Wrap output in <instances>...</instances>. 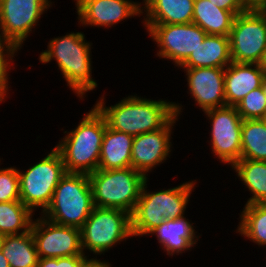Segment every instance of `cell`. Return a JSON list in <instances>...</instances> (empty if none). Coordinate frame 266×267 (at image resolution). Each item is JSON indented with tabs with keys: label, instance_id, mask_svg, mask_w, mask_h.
Wrapping results in <instances>:
<instances>
[{
	"label": "cell",
	"instance_id": "cell-1",
	"mask_svg": "<svg viewBox=\"0 0 266 267\" xmlns=\"http://www.w3.org/2000/svg\"><path fill=\"white\" fill-rule=\"evenodd\" d=\"M105 99L103 94L94 106L105 118L107 126L133 137L159 130L175 115L180 117L185 109L181 103L143 98L136 93L108 107Z\"/></svg>",
	"mask_w": 266,
	"mask_h": 267
},
{
	"label": "cell",
	"instance_id": "cell-2",
	"mask_svg": "<svg viewBox=\"0 0 266 267\" xmlns=\"http://www.w3.org/2000/svg\"><path fill=\"white\" fill-rule=\"evenodd\" d=\"M85 38L82 31L54 37L48 41L47 49L38 56L42 64L56 61L66 86L82 101L87 92L90 93L99 85L92 77V43Z\"/></svg>",
	"mask_w": 266,
	"mask_h": 267
},
{
	"label": "cell",
	"instance_id": "cell-3",
	"mask_svg": "<svg viewBox=\"0 0 266 267\" xmlns=\"http://www.w3.org/2000/svg\"><path fill=\"white\" fill-rule=\"evenodd\" d=\"M106 126L105 118L93 105L73 130L63 132L54 148L62 157L66 173L90 174L98 169Z\"/></svg>",
	"mask_w": 266,
	"mask_h": 267
},
{
	"label": "cell",
	"instance_id": "cell-4",
	"mask_svg": "<svg viewBox=\"0 0 266 267\" xmlns=\"http://www.w3.org/2000/svg\"><path fill=\"white\" fill-rule=\"evenodd\" d=\"M147 178L141 188L136 207L131 214V230L133 237L148 236L162 222L185 216L196 180L186 181L175 187L158 191L147 190Z\"/></svg>",
	"mask_w": 266,
	"mask_h": 267
},
{
	"label": "cell",
	"instance_id": "cell-5",
	"mask_svg": "<svg viewBox=\"0 0 266 267\" xmlns=\"http://www.w3.org/2000/svg\"><path fill=\"white\" fill-rule=\"evenodd\" d=\"M93 208L88 174L66 173L56 186L50 205L41 215L54 223L80 229Z\"/></svg>",
	"mask_w": 266,
	"mask_h": 267
},
{
	"label": "cell",
	"instance_id": "cell-6",
	"mask_svg": "<svg viewBox=\"0 0 266 267\" xmlns=\"http://www.w3.org/2000/svg\"><path fill=\"white\" fill-rule=\"evenodd\" d=\"M93 204L101 208H116L132 214L141 188L147 179L132 167L100 170L88 174Z\"/></svg>",
	"mask_w": 266,
	"mask_h": 267
},
{
	"label": "cell",
	"instance_id": "cell-7",
	"mask_svg": "<svg viewBox=\"0 0 266 267\" xmlns=\"http://www.w3.org/2000/svg\"><path fill=\"white\" fill-rule=\"evenodd\" d=\"M80 231L84 255L88 250L96 257L91 258L92 261H100L97 255H104L117 243L126 242V239L133 237L131 214L116 208L94 206Z\"/></svg>",
	"mask_w": 266,
	"mask_h": 267
},
{
	"label": "cell",
	"instance_id": "cell-8",
	"mask_svg": "<svg viewBox=\"0 0 266 267\" xmlns=\"http://www.w3.org/2000/svg\"><path fill=\"white\" fill-rule=\"evenodd\" d=\"M20 179V200L33 213L40 209L43 213L50 205L54 190L66 174L60 153L52 150L25 171L18 169Z\"/></svg>",
	"mask_w": 266,
	"mask_h": 267
},
{
	"label": "cell",
	"instance_id": "cell-9",
	"mask_svg": "<svg viewBox=\"0 0 266 267\" xmlns=\"http://www.w3.org/2000/svg\"><path fill=\"white\" fill-rule=\"evenodd\" d=\"M152 41L157 44L156 57L167 59L180 67L204 41L206 32L194 23L143 24Z\"/></svg>",
	"mask_w": 266,
	"mask_h": 267
},
{
	"label": "cell",
	"instance_id": "cell-10",
	"mask_svg": "<svg viewBox=\"0 0 266 267\" xmlns=\"http://www.w3.org/2000/svg\"><path fill=\"white\" fill-rule=\"evenodd\" d=\"M210 121V146L220 163L231 167L241 159L242 121L236 106L204 111Z\"/></svg>",
	"mask_w": 266,
	"mask_h": 267
},
{
	"label": "cell",
	"instance_id": "cell-11",
	"mask_svg": "<svg viewBox=\"0 0 266 267\" xmlns=\"http://www.w3.org/2000/svg\"><path fill=\"white\" fill-rule=\"evenodd\" d=\"M229 41L232 62L259 64L266 49V23L253 6L235 16Z\"/></svg>",
	"mask_w": 266,
	"mask_h": 267
},
{
	"label": "cell",
	"instance_id": "cell-12",
	"mask_svg": "<svg viewBox=\"0 0 266 267\" xmlns=\"http://www.w3.org/2000/svg\"><path fill=\"white\" fill-rule=\"evenodd\" d=\"M52 0H0V27L4 35L22 49L38 26L39 19L52 8Z\"/></svg>",
	"mask_w": 266,
	"mask_h": 267
},
{
	"label": "cell",
	"instance_id": "cell-13",
	"mask_svg": "<svg viewBox=\"0 0 266 267\" xmlns=\"http://www.w3.org/2000/svg\"><path fill=\"white\" fill-rule=\"evenodd\" d=\"M39 217L34 218L31 225L39 258L84 255L79 228L54 223L42 215Z\"/></svg>",
	"mask_w": 266,
	"mask_h": 267
},
{
	"label": "cell",
	"instance_id": "cell-14",
	"mask_svg": "<svg viewBox=\"0 0 266 267\" xmlns=\"http://www.w3.org/2000/svg\"><path fill=\"white\" fill-rule=\"evenodd\" d=\"M175 115L164 127L134 137L131 149V167L141 172L146 178L153 169L163 164L173 151L171 139L176 121Z\"/></svg>",
	"mask_w": 266,
	"mask_h": 267
},
{
	"label": "cell",
	"instance_id": "cell-15",
	"mask_svg": "<svg viewBox=\"0 0 266 267\" xmlns=\"http://www.w3.org/2000/svg\"><path fill=\"white\" fill-rule=\"evenodd\" d=\"M78 24L111 28L121 21L142 16V2L132 0H74ZM114 25V26H113ZM109 27V28H108Z\"/></svg>",
	"mask_w": 266,
	"mask_h": 267
},
{
	"label": "cell",
	"instance_id": "cell-16",
	"mask_svg": "<svg viewBox=\"0 0 266 267\" xmlns=\"http://www.w3.org/2000/svg\"><path fill=\"white\" fill-rule=\"evenodd\" d=\"M188 93L195 100L202 112L226 106L225 68H190L184 69Z\"/></svg>",
	"mask_w": 266,
	"mask_h": 267
},
{
	"label": "cell",
	"instance_id": "cell-17",
	"mask_svg": "<svg viewBox=\"0 0 266 267\" xmlns=\"http://www.w3.org/2000/svg\"><path fill=\"white\" fill-rule=\"evenodd\" d=\"M194 223H191L186 216L169 219L162 222L159 226L153 229L148 236L155 235L159 248L162 247L166 255L174 256L191 251L193 246H197L200 236L194 229Z\"/></svg>",
	"mask_w": 266,
	"mask_h": 267
},
{
	"label": "cell",
	"instance_id": "cell-18",
	"mask_svg": "<svg viewBox=\"0 0 266 267\" xmlns=\"http://www.w3.org/2000/svg\"><path fill=\"white\" fill-rule=\"evenodd\" d=\"M265 77L259 64L231 62L224 76L226 106H237L249 92L262 86Z\"/></svg>",
	"mask_w": 266,
	"mask_h": 267
},
{
	"label": "cell",
	"instance_id": "cell-19",
	"mask_svg": "<svg viewBox=\"0 0 266 267\" xmlns=\"http://www.w3.org/2000/svg\"><path fill=\"white\" fill-rule=\"evenodd\" d=\"M142 24L192 23L194 0H142Z\"/></svg>",
	"mask_w": 266,
	"mask_h": 267
},
{
	"label": "cell",
	"instance_id": "cell-20",
	"mask_svg": "<svg viewBox=\"0 0 266 267\" xmlns=\"http://www.w3.org/2000/svg\"><path fill=\"white\" fill-rule=\"evenodd\" d=\"M231 62L229 36L207 34L204 41L179 68H226Z\"/></svg>",
	"mask_w": 266,
	"mask_h": 267
},
{
	"label": "cell",
	"instance_id": "cell-21",
	"mask_svg": "<svg viewBox=\"0 0 266 267\" xmlns=\"http://www.w3.org/2000/svg\"><path fill=\"white\" fill-rule=\"evenodd\" d=\"M133 140V136L115 131L106 126L98 169L112 170L131 167Z\"/></svg>",
	"mask_w": 266,
	"mask_h": 267
},
{
	"label": "cell",
	"instance_id": "cell-22",
	"mask_svg": "<svg viewBox=\"0 0 266 267\" xmlns=\"http://www.w3.org/2000/svg\"><path fill=\"white\" fill-rule=\"evenodd\" d=\"M235 15L219 8L210 0H194L192 23L206 34L229 36Z\"/></svg>",
	"mask_w": 266,
	"mask_h": 267
},
{
	"label": "cell",
	"instance_id": "cell-23",
	"mask_svg": "<svg viewBox=\"0 0 266 267\" xmlns=\"http://www.w3.org/2000/svg\"><path fill=\"white\" fill-rule=\"evenodd\" d=\"M0 249L10 267H37L39 257L31 229L22 234L3 236Z\"/></svg>",
	"mask_w": 266,
	"mask_h": 267
},
{
	"label": "cell",
	"instance_id": "cell-24",
	"mask_svg": "<svg viewBox=\"0 0 266 267\" xmlns=\"http://www.w3.org/2000/svg\"><path fill=\"white\" fill-rule=\"evenodd\" d=\"M232 170L252 194L245 205L266 203V161L240 159L232 166Z\"/></svg>",
	"mask_w": 266,
	"mask_h": 267
},
{
	"label": "cell",
	"instance_id": "cell-25",
	"mask_svg": "<svg viewBox=\"0 0 266 267\" xmlns=\"http://www.w3.org/2000/svg\"><path fill=\"white\" fill-rule=\"evenodd\" d=\"M236 233L266 248V203L244 205Z\"/></svg>",
	"mask_w": 266,
	"mask_h": 267
},
{
	"label": "cell",
	"instance_id": "cell-26",
	"mask_svg": "<svg viewBox=\"0 0 266 267\" xmlns=\"http://www.w3.org/2000/svg\"><path fill=\"white\" fill-rule=\"evenodd\" d=\"M33 213L21 200L0 202V234L17 235L31 229Z\"/></svg>",
	"mask_w": 266,
	"mask_h": 267
},
{
	"label": "cell",
	"instance_id": "cell-27",
	"mask_svg": "<svg viewBox=\"0 0 266 267\" xmlns=\"http://www.w3.org/2000/svg\"><path fill=\"white\" fill-rule=\"evenodd\" d=\"M241 159L266 161V120H243Z\"/></svg>",
	"mask_w": 266,
	"mask_h": 267
},
{
	"label": "cell",
	"instance_id": "cell-28",
	"mask_svg": "<svg viewBox=\"0 0 266 267\" xmlns=\"http://www.w3.org/2000/svg\"><path fill=\"white\" fill-rule=\"evenodd\" d=\"M20 51L15 45L4 35L0 27V101L5 102L8 96L9 84V71L14 68L13 58ZM12 66H11V65ZM13 67V68H10Z\"/></svg>",
	"mask_w": 266,
	"mask_h": 267
},
{
	"label": "cell",
	"instance_id": "cell-29",
	"mask_svg": "<svg viewBox=\"0 0 266 267\" xmlns=\"http://www.w3.org/2000/svg\"><path fill=\"white\" fill-rule=\"evenodd\" d=\"M243 120L266 118V96L262 86L249 92L236 106Z\"/></svg>",
	"mask_w": 266,
	"mask_h": 267
},
{
	"label": "cell",
	"instance_id": "cell-30",
	"mask_svg": "<svg viewBox=\"0 0 266 267\" xmlns=\"http://www.w3.org/2000/svg\"><path fill=\"white\" fill-rule=\"evenodd\" d=\"M17 200H20V179L17 167L0 168V202Z\"/></svg>",
	"mask_w": 266,
	"mask_h": 267
},
{
	"label": "cell",
	"instance_id": "cell-31",
	"mask_svg": "<svg viewBox=\"0 0 266 267\" xmlns=\"http://www.w3.org/2000/svg\"><path fill=\"white\" fill-rule=\"evenodd\" d=\"M92 260L89 255H73L60 258H39L37 267H86Z\"/></svg>",
	"mask_w": 266,
	"mask_h": 267
},
{
	"label": "cell",
	"instance_id": "cell-32",
	"mask_svg": "<svg viewBox=\"0 0 266 267\" xmlns=\"http://www.w3.org/2000/svg\"><path fill=\"white\" fill-rule=\"evenodd\" d=\"M221 9L231 11L235 16L247 11L252 5L247 0H210Z\"/></svg>",
	"mask_w": 266,
	"mask_h": 267
},
{
	"label": "cell",
	"instance_id": "cell-33",
	"mask_svg": "<svg viewBox=\"0 0 266 267\" xmlns=\"http://www.w3.org/2000/svg\"><path fill=\"white\" fill-rule=\"evenodd\" d=\"M264 18L266 23V0H261L252 5Z\"/></svg>",
	"mask_w": 266,
	"mask_h": 267
},
{
	"label": "cell",
	"instance_id": "cell-34",
	"mask_svg": "<svg viewBox=\"0 0 266 267\" xmlns=\"http://www.w3.org/2000/svg\"><path fill=\"white\" fill-rule=\"evenodd\" d=\"M86 267H111V263H108V261H91Z\"/></svg>",
	"mask_w": 266,
	"mask_h": 267
},
{
	"label": "cell",
	"instance_id": "cell-35",
	"mask_svg": "<svg viewBox=\"0 0 266 267\" xmlns=\"http://www.w3.org/2000/svg\"><path fill=\"white\" fill-rule=\"evenodd\" d=\"M0 267H10L7 258L3 255L0 249Z\"/></svg>",
	"mask_w": 266,
	"mask_h": 267
},
{
	"label": "cell",
	"instance_id": "cell-36",
	"mask_svg": "<svg viewBox=\"0 0 266 267\" xmlns=\"http://www.w3.org/2000/svg\"><path fill=\"white\" fill-rule=\"evenodd\" d=\"M260 68L264 71L266 74V49L264 50L263 56L261 58V61L259 62Z\"/></svg>",
	"mask_w": 266,
	"mask_h": 267
},
{
	"label": "cell",
	"instance_id": "cell-37",
	"mask_svg": "<svg viewBox=\"0 0 266 267\" xmlns=\"http://www.w3.org/2000/svg\"><path fill=\"white\" fill-rule=\"evenodd\" d=\"M262 88H263V91H264L265 96H266V77L264 78V80L262 82Z\"/></svg>",
	"mask_w": 266,
	"mask_h": 267
},
{
	"label": "cell",
	"instance_id": "cell-38",
	"mask_svg": "<svg viewBox=\"0 0 266 267\" xmlns=\"http://www.w3.org/2000/svg\"><path fill=\"white\" fill-rule=\"evenodd\" d=\"M251 5H253L254 3L261 1V0H247Z\"/></svg>",
	"mask_w": 266,
	"mask_h": 267
},
{
	"label": "cell",
	"instance_id": "cell-39",
	"mask_svg": "<svg viewBox=\"0 0 266 267\" xmlns=\"http://www.w3.org/2000/svg\"><path fill=\"white\" fill-rule=\"evenodd\" d=\"M2 238H3V236L0 234V245H1Z\"/></svg>",
	"mask_w": 266,
	"mask_h": 267
}]
</instances>
